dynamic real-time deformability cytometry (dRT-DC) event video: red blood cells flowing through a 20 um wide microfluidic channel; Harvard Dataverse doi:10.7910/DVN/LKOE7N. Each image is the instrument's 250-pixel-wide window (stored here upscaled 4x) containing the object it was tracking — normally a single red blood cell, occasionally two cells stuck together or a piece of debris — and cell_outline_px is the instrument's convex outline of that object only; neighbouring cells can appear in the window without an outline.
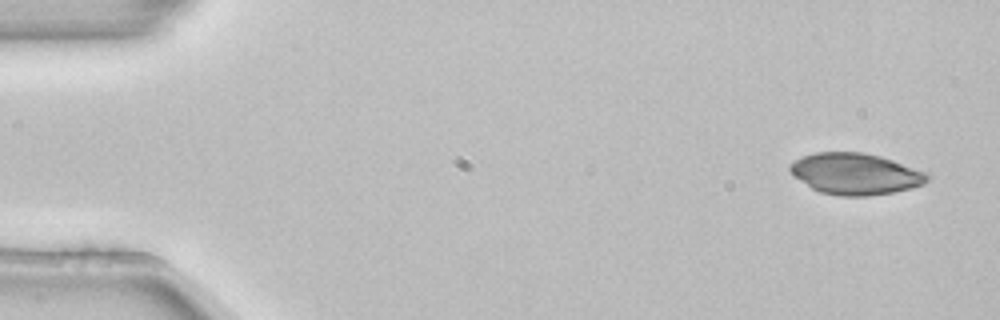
{"species": "common noctule bat (a hibernating species)", "species_latin": "Nyctalus noctula", "temperature_condition": "room temperature", "stored_images_in_passage": 3, "camera_frame_rate_fps": 3000, "um_per_image_px": 0.085, "animal": {"sex": "female", "body_mass_g": 22.7, "forearm_length_mm": 54.2}, "frame": {"image": 1, "passage_image": 1, "time_ms": 0.0, "image_size_px": [1000, 320], "cell_outline_px": [[932, 176], [924, 184], [892, 192], [864, 196], [840, 196], [820, 192], [812, 188], [800, 180], [788, 168], [788, 164], [804, 156], [816, 152], [864, 152], [880, 156], [928, 172]], "centroid_in_image_um": [72.74, 14.77], "position_along_channel_um": 12.3, "area_um2": 32.89}}